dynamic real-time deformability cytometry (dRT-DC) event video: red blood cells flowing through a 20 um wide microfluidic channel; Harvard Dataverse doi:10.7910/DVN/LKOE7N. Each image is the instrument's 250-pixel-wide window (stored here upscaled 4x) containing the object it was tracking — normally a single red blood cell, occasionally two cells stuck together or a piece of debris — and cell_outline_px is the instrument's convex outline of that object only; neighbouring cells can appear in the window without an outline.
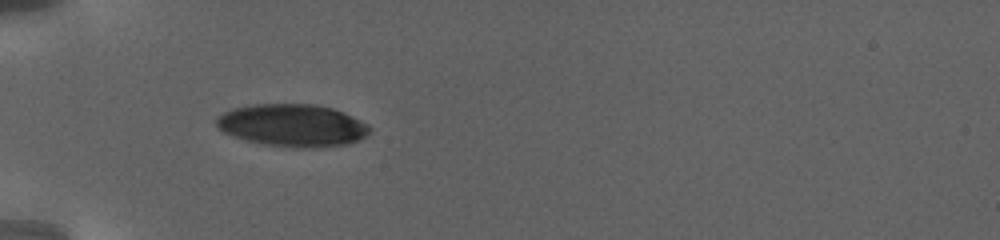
{"species": "human", "species_latin": "Homo sapiens", "temperature_condition": "warm", "stored_images_in_passage": 17, "camera_frame_rate_fps": 3000, "um_per_image_px": 0.085, "donor": {"sex": "female"}, "frame": {"image": 1, "passage_image": 1, "time_ms": 0.0, "image_size_px": [1000, 240], "cell_outline_px": [[368, 132], [364, 136], [348, 144], [320, 148], [292, 148], [260, 144], [244, 140], [224, 132], [216, 124], [216, 120], [224, 112], [236, 108], [256, 104], [312, 104], [332, 108], [368, 124]], "centroid_in_image_um": [24.84, 10.68], "position_along_channel_um": 60.2, "area_um2": 37.63}}
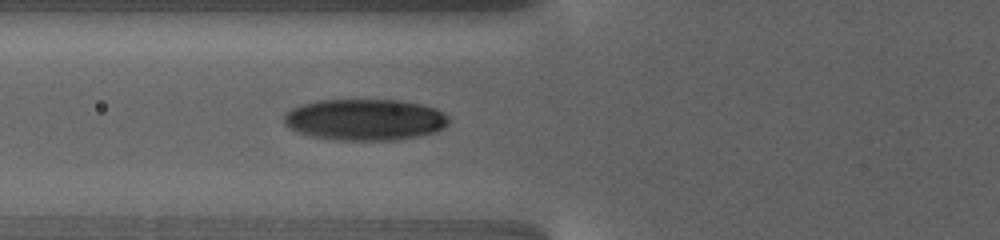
{"frame": {"image": 2, "passage_image": 13, "time_ms": 1.667, "image_size_px": [1000, 240], "cell_outline_px": [[448, 124], [432, 132], [416, 136], [396, 140], [332, 140], [308, 136], [296, 132], [288, 128], [284, 124], [284, 112], [300, 104], [316, 100], [400, 100], [420, 104], [436, 108], [448, 120]], "centroid_in_image_um": [30.9, 10.17], "position_along_channel_um": 94.9, "area_um2": 39.82}}